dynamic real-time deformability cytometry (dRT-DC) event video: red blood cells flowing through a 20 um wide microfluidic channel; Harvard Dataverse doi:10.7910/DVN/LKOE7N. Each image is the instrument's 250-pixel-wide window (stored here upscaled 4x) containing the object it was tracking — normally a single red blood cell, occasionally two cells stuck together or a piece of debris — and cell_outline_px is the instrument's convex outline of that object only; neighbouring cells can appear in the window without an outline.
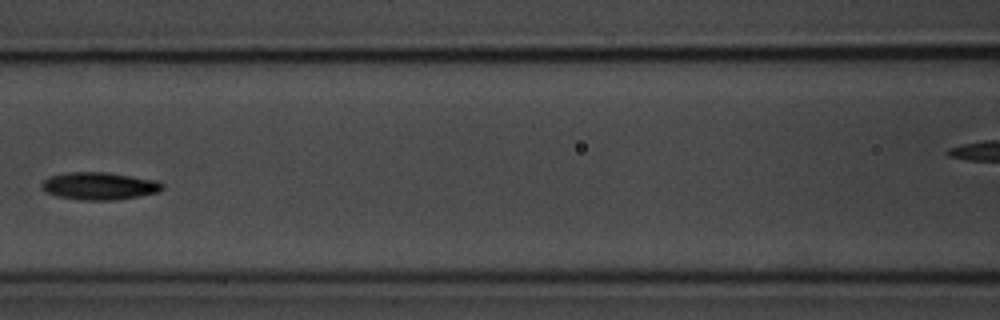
{"species": "common noctule bat (a hibernating species)", "species_latin": "Nyctalus noctula", "temperature_condition": "room temperature", "stored_images_in_passage": 7, "camera_frame_rate_fps": 3000, "um_per_image_px": 0.085, "animal": {"sex": "male", "body_mass_g": 20.1, "forearm_length_mm": 53.5}, "frame": {"image": 1, "passage_image": 7, "time_ms": 7.0, "image_size_px": [1000, 320], "cell_outline_px": [[164, 188], [160, 192], [140, 196], [116, 200], [80, 200], [56, 196], [48, 192], [40, 184], [48, 176], [68, 172], [108, 172], [156, 180], [164, 184]], "centroid_in_image_um": [8.47, 15.81], "position_along_channel_um": 158.1, "area_um2": 19.48}}